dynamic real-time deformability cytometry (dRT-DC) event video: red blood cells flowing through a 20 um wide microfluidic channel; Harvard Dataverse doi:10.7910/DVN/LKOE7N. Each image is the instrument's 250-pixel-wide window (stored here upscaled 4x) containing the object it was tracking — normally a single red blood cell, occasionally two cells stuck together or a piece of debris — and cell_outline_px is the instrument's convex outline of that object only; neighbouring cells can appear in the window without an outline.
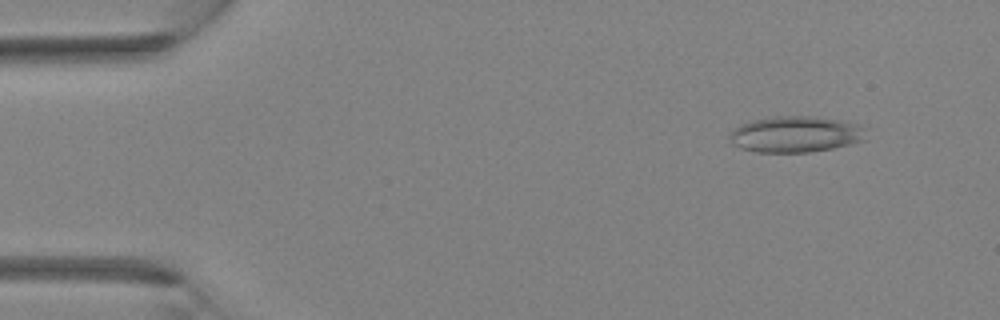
{"species": "Egyptian fruit bat (a non-hibernating species)", "species_latin": "Rousettus aegyptiacus", "temperature_condition": "room temperature", "stored_images_in_passage": 3, "camera_frame_rate_fps": 3000, "um_per_image_px": 0.085, "animal": {"sex": "female"}, "frame": {"image": 1, "passage_image": 1, "time_ms": 0.0, "image_size_px": [1000, 320], "cell_outline_px": [[868, 140], [832, 148], [808, 152], [756, 152], [740, 148], [732, 144], [728, 136], [740, 124], [752, 120], [772, 116], [812, 116], [860, 124], [864, 128]], "centroid_in_image_um": [67.63, 11.41], "position_along_channel_um": 17.4, "area_um2": 28.84}}